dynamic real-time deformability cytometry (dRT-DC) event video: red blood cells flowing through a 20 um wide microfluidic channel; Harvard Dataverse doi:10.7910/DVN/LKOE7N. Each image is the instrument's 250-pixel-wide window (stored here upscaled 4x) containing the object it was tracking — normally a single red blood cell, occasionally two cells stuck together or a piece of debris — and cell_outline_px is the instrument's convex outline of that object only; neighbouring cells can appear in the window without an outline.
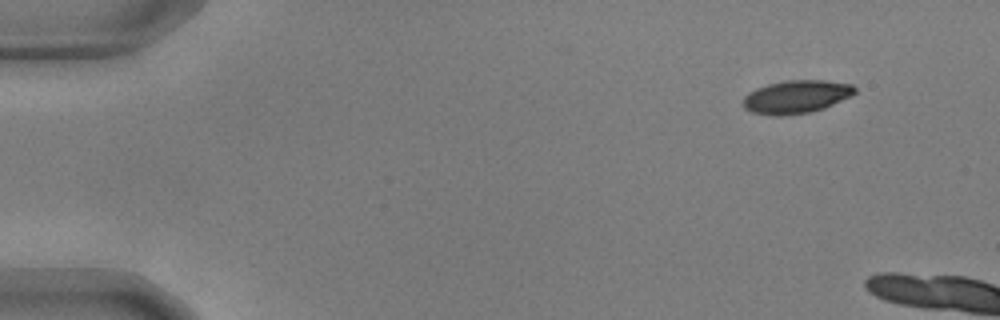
{"species": "common noctule bat (a hibernating species)", "species_latin": "Nyctalus noctula", "temperature_condition": "warm", "stored_images_in_passage": 4, "camera_frame_rate_fps": 3000, "um_per_image_px": 0.085, "animal": {"sex": "male", "body_mass_g": 17.9, "forearm_length_mm": 54.2}, "frame": {"image": 1, "passage_image": 1, "time_ms": 0.0, "image_size_px": [1000, 320], "cell_outline_px": [[856, 92], [852, 96], [824, 108], [808, 112], [780, 116], [776, 116], [752, 112], [744, 108], [744, 96], [748, 92], [756, 88], [768, 84], [788, 80], [824, 80], [852, 84], [856, 88]], "centroid_in_image_um": [67.7, 8.22], "position_along_channel_um": 17.3, "area_um2": 21.5}}